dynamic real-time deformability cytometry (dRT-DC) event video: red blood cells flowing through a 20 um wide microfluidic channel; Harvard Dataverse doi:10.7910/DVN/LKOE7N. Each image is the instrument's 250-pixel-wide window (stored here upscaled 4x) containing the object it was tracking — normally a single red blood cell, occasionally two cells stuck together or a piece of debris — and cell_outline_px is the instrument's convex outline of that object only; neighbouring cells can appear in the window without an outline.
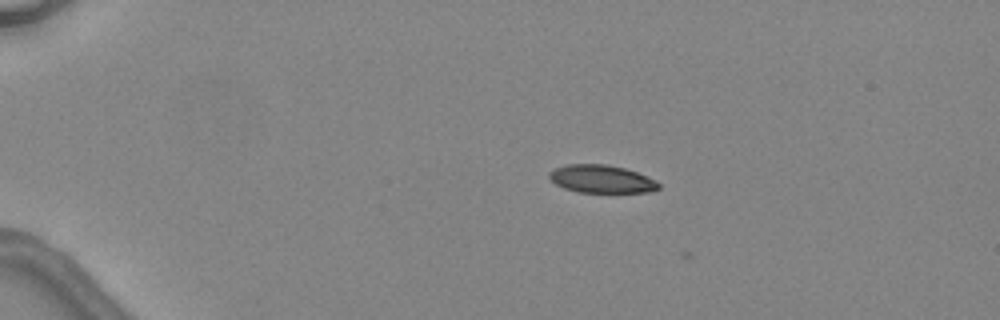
{"species": "common noctule bat (a hibernating species)", "species_latin": "Nyctalus noctula", "temperature_condition": "warm", "stored_images_in_passage": 3, "camera_frame_rate_fps": 3000, "um_per_image_px": 0.085, "animal": {"sex": "female", "body_mass_g": 24.6, "forearm_length_mm": 56.2}, "frame": {"image": 1, "passage_image": 2, "time_ms": 1.333, "image_size_px": [1000, 320], "cell_outline_px": [[660, 188], [652, 192], [576, 192], [564, 188], [556, 184], [548, 176], [548, 172], [556, 168], [568, 164], [604, 164], [624, 168], [636, 172], [656, 180], [660, 184]], "centroid_in_image_um": [51.13, 15.22], "position_along_channel_um": 33.9, "area_um2": 17.74}}